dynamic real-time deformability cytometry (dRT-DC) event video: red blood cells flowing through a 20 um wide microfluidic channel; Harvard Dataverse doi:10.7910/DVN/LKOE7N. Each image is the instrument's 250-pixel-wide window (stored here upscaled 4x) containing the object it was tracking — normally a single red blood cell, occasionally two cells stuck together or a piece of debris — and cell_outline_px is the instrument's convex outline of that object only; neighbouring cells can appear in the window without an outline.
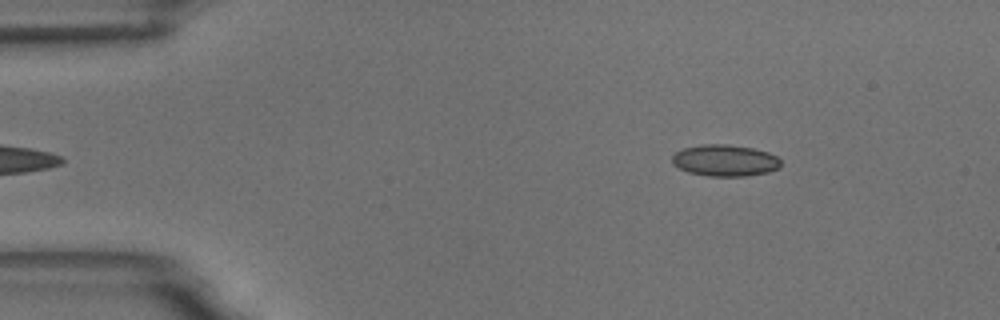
{"species": "common noctule bat (a hibernating species)", "species_latin": "Nyctalus noctula", "temperature_condition": "room temperature", "stored_images_in_passage": 50, "camera_frame_rate_fps": 3000, "um_per_image_px": 0.085, "animal": {"sex": "male", "body_mass_g": 18.8}, "frame": {"image": 1, "passage_image": 3, "time_ms": 0.667, "image_size_px": [1000, 320], "cell_outline_px": [[780, 168], [768, 172], [744, 176], [708, 176], [688, 172], [672, 164], [672, 156], [676, 152], [684, 148], [704, 144], [728, 144], [752, 148], [768, 152], [776, 156], [780, 160]], "centroid_in_image_um": [61.62, 13.64], "position_along_channel_um": 23.4, "area_um2": 19.94}}
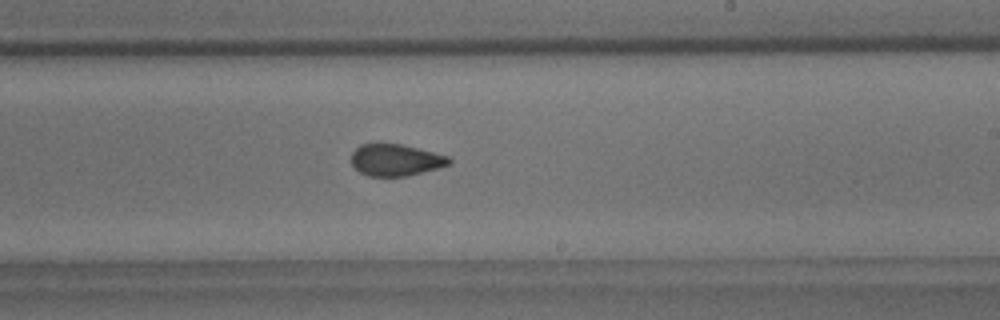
{"frame": {"image": 2, "passage_image": 28, "time_ms": 9.0, "image_size_px": [1000, 320], "cell_outline_px": [[452, 164], [440, 168], [408, 176], [368, 176], [360, 172], [352, 164], [352, 152], [360, 144], [376, 140], [380, 140], [404, 144], [448, 156], [452, 160]], "centroid_in_image_um": [33.63, 13.55], "position_along_channel_um": 255.4, "area_um2": 18.9}}
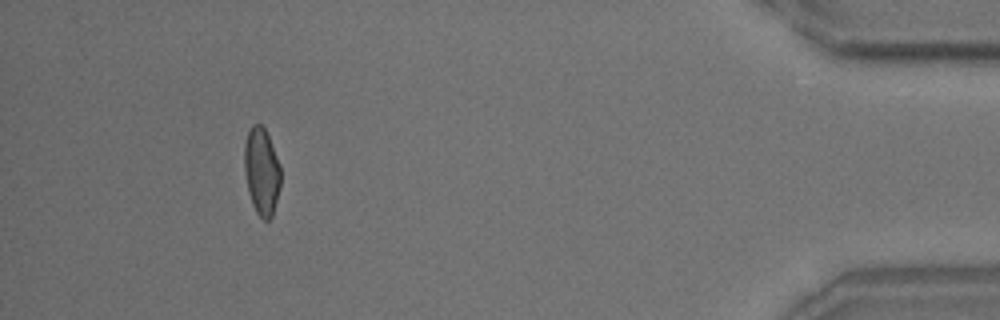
{"frame": {"image": 3, "passage_image": 46, "time_ms": 15.0, "image_size_px": [1000, 320], "cell_outline_px": [[280, 188], [272, 216], [268, 220], [264, 220], [256, 212], [252, 204], [248, 192], [244, 172], [244, 144], [248, 132], [252, 124], [260, 124], [264, 128], [268, 136], [280, 164]], "centroid_in_image_um": [22.23, 14.57], "position_along_channel_um": 413.0, "area_um2": 18.5}, "authors_computed_cell_mechanics": {"area_um2": 19.1607, "velocity_mm_per_s": 3.6531, "shape_relaxation_time_tau1_ms": 7.395, "shape_relaxation_time_tau2_ms": 1.3638, "deformation_change_tau1": 0.1473, "deformation_change_tau2": 0.0649}}